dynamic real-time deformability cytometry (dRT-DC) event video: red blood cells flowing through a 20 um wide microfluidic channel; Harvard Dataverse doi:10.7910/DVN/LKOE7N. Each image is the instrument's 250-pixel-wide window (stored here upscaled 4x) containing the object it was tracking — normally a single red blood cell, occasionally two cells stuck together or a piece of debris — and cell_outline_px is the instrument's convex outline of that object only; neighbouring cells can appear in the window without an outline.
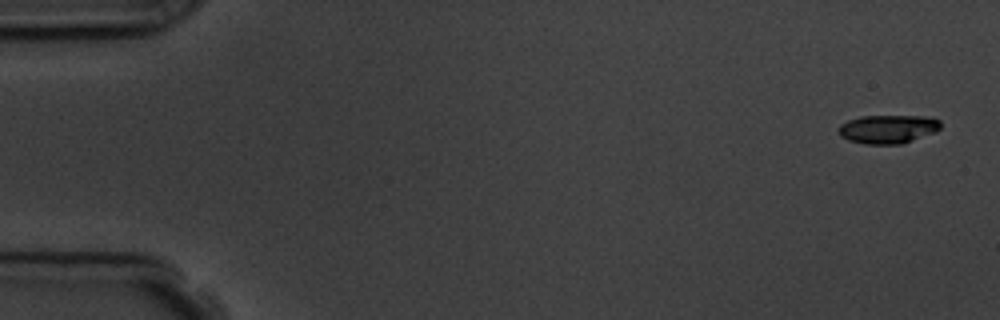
{"species": "common noctule bat (a hibernating species)", "species_latin": "Nyctalus noctula", "temperature_condition": "room temperature", "stored_images_in_passage": 5, "camera_frame_rate_fps": 3000, "um_per_image_px": 0.085, "animal": {"sex": "male", "body_mass_g": 19.5, "forearm_length_mm": 54.6}, "frame": {"image": 1, "passage_image": 1, "time_ms": 0.0, "image_size_px": [1000, 320], "cell_outline_px": [[940, 128], [936, 132], [900, 144], [864, 144], [848, 140], [840, 136], [836, 128], [840, 124], [848, 120], [860, 116], [924, 116], [940, 120]], "centroid_in_image_um": [75.43, 10.97], "position_along_channel_um": 9.6, "area_um2": 17.11}}
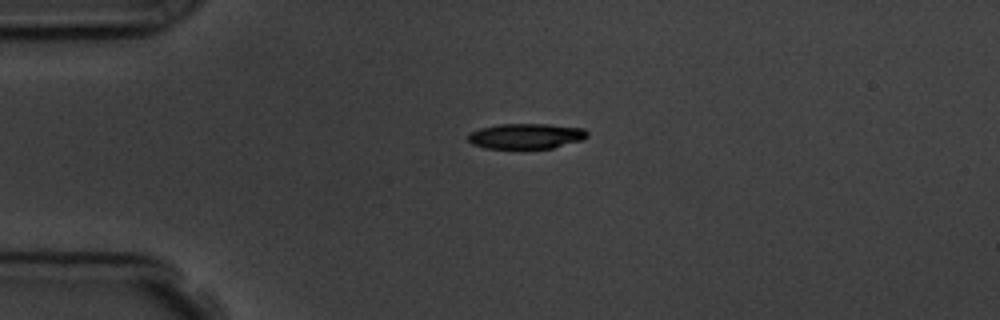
{"frame": {"image": 2, "passage_image": 4, "time_ms": 3.667, "image_size_px": [1000, 320], "cell_outline_px": [[588, 136], [580, 140], [552, 148], [484, 148], [472, 144], [468, 140], [468, 136], [472, 132], [480, 128], [500, 124], [548, 124], [584, 128], [588, 132]], "centroid_in_image_um": [44.71, 11.56], "position_along_channel_um": 40.3, "area_um2": 17.46}}